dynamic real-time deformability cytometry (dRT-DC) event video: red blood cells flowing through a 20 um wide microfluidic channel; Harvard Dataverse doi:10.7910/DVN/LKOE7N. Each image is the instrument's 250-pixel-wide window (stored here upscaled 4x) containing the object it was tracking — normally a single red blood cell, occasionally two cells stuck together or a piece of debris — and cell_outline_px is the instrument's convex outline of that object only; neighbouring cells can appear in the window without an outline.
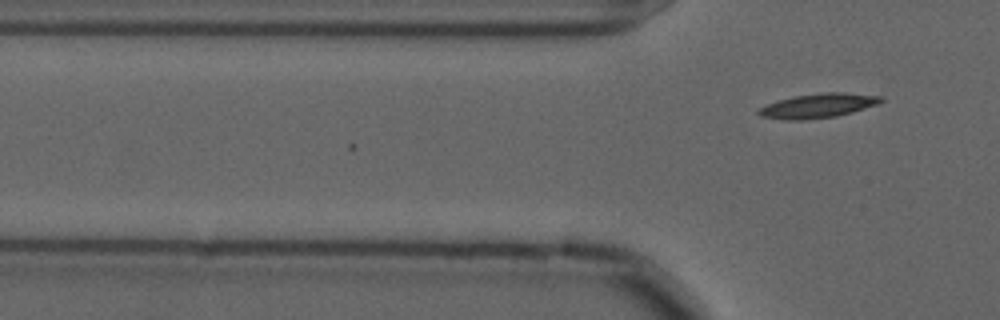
{"species": "common noctule bat (a hibernating species)", "species_latin": "Nyctalus noctula", "temperature_condition": "cold", "stored_images_in_passage": 4, "camera_frame_rate_fps": 3000, "um_per_image_px": 0.085, "animal": {"sex": "male", "forearm_length_mm": 52.5}, "frame": {"image": 1, "passage_image": 4, "time_ms": 1.0, "image_size_px": [1000, 320], "cell_outline_px": [[884, 100], [880, 104], [852, 112], [836, 116], [804, 120], [780, 120], [760, 116], [756, 112], [760, 108], [768, 104], [780, 100], [796, 96], [824, 92], [844, 92], [884, 96]], "centroid_in_image_um": [69.58, 8.99], "position_along_channel_um": 56.2, "area_um2": 17.46}}